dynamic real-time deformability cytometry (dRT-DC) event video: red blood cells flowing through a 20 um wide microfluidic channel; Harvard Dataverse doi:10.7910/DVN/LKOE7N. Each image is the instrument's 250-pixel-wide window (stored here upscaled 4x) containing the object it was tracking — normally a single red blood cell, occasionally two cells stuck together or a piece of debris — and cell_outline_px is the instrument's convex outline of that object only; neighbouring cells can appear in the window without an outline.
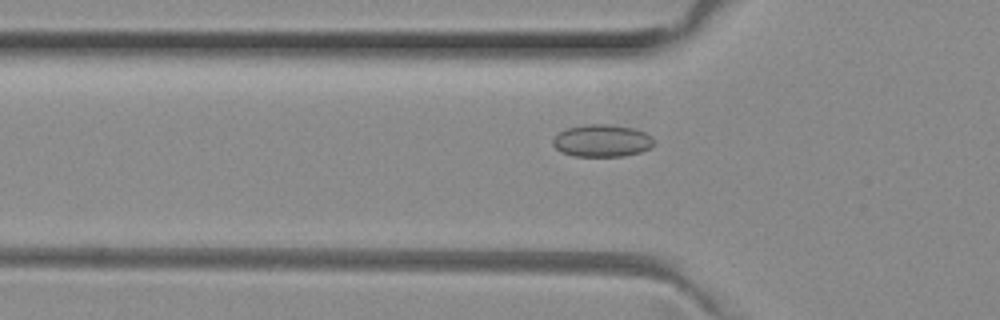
{"species": "common noctule bat (a hibernating species)", "species_latin": "Nyctalus noctula", "temperature_condition": "room temperature", "stored_images_in_passage": 43, "camera_frame_rate_fps": 3000, "um_per_image_px": 0.085, "animal": {"sex": "female", "body_mass_g": 29.2, "forearm_length_mm": 56.3}, "frame": {"image": 1, "passage_image": 14, "time_ms": 4.333, "image_size_px": [1000, 320], "cell_outline_px": [[656, 144], [640, 152], [624, 156], [572, 156], [560, 152], [552, 144], [552, 140], [560, 132], [568, 128], [588, 124], [608, 124], [636, 128], [652, 136], [656, 140]], "centroid_in_image_um": [51.2, 11.96], "position_along_channel_um": 74.6, "area_um2": 19.19}}
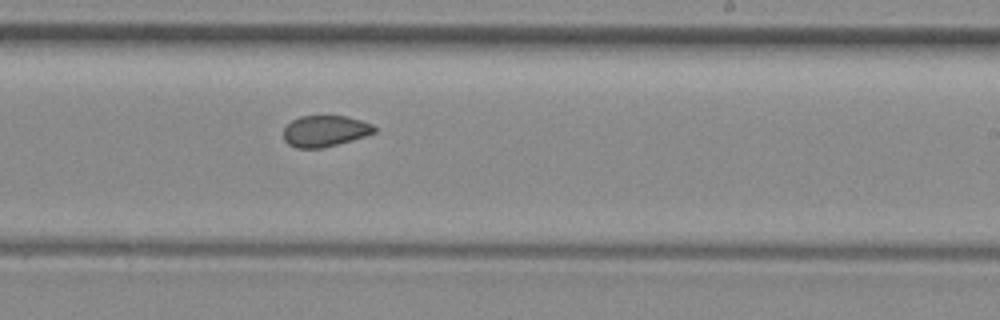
{"frame": {"image": 2, "passage_image": 28, "time_ms": 9.0, "image_size_px": [1000, 320], "cell_outline_px": [[376, 132], [352, 140], [320, 148], [296, 148], [288, 144], [284, 140], [284, 128], [292, 120], [300, 116], [344, 116], [360, 120], [372, 124], [376, 128]], "centroid_in_image_um": [27.61, 11.14], "position_along_channel_um": 261.4, "area_um2": 16.36}}
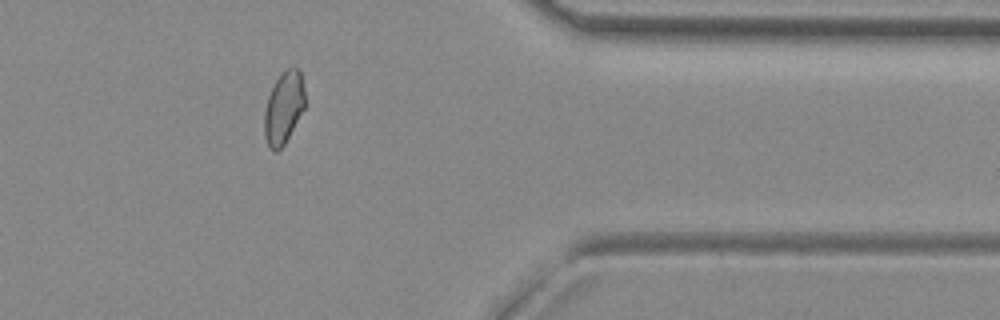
{"frame": {"image": 3, "passage_image": 39, "time_ms": 12.667, "image_size_px": [1000, 320], "cell_outline_px": [[304, 108], [284, 144], [276, 152], [268, 148], [264, 136], [264, 112], [268, 96], [280, 72], [284, 68], [300, 68], [304, 88]], "centroid_in_image_um": [24.09, 9.14], "position_along_channel_um": 387.3, "area_um2": 17.11}}